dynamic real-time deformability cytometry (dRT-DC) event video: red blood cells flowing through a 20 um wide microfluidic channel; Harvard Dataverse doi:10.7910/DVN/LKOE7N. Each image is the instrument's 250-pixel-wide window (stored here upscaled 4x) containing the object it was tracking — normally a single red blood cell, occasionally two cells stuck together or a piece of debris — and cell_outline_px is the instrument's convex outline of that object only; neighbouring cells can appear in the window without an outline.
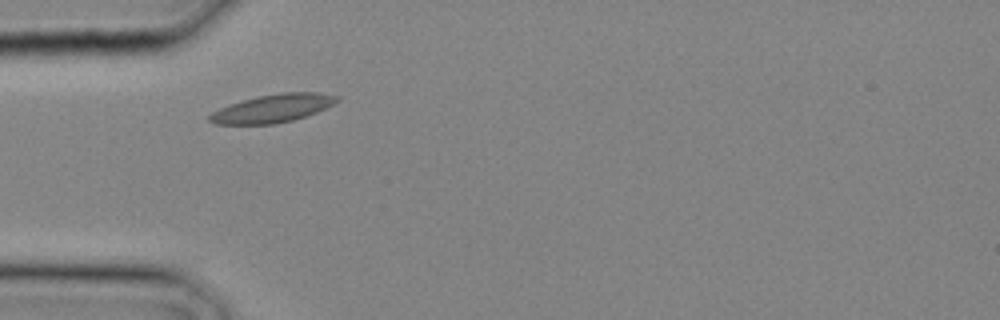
{"species": "common noctule bat (a hibernating species)", "species_latin": "Nyctalus noctula", "temperature_condition": "cold", "stored_images_in_passage": 2, "camera_frame_rate_fps": 3000, "um_per_image_px": 0.085, "animal": {"sex": "male", "body_mass_g": 20.4}, "frame": {"image": 1, "passage_image": 2, "time_ms": 0.333, "image_size_px": [1000, 320], "cell_outline_px": [[340, 100], [316, 112], [292, 120], [276, 124], [216, 124], [208, 120], [208, 116], [212, 112], [220, 108], [244, 100], [260, 96], [280, 92], [316, 92], [340, 96]], "centroid_in_image_um": [23.19, 9.21], "position_along_channel_um": 61.8, "area_um2": 20.58}}